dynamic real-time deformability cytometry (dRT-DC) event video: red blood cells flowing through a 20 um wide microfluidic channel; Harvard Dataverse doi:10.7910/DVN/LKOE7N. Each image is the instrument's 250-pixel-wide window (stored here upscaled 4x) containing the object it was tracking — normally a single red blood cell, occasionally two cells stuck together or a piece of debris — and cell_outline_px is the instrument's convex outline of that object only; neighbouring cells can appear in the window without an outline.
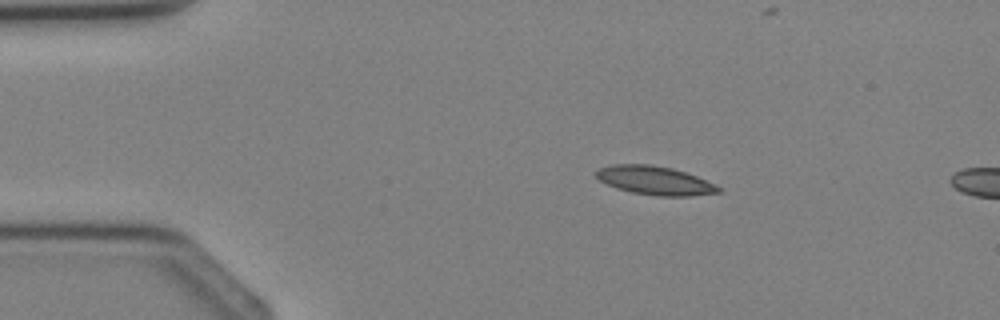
{"species": "Egyptian fruit bat (a non-hibernating species)", "species_latin": "Rousettus aegyptiacus", "temperature_condition": "cold", "stored_images_in_passage": 2, "camera_frame_rate_fps": 3000, "um_per_image_px": 0.085, "animal": {"sex": "female"}, "frame": {"image": 1, "passage_image": 1, "time_ms": 0.0, "image_size_px": [1000, 320], "cell_outline_px": [[720, 192], [692, 196], [656, 196], [632, 192], [616, 188], [600, 180], [596, 176], [596, 172], [600, 168], [612, 164], [648, 164], [672, 168], [696, 176], [720, 188]], "centroid_in_image_um": [55.63, 15.34], "position_along_channel_um": 29.4, "area_um2": 20.11}}